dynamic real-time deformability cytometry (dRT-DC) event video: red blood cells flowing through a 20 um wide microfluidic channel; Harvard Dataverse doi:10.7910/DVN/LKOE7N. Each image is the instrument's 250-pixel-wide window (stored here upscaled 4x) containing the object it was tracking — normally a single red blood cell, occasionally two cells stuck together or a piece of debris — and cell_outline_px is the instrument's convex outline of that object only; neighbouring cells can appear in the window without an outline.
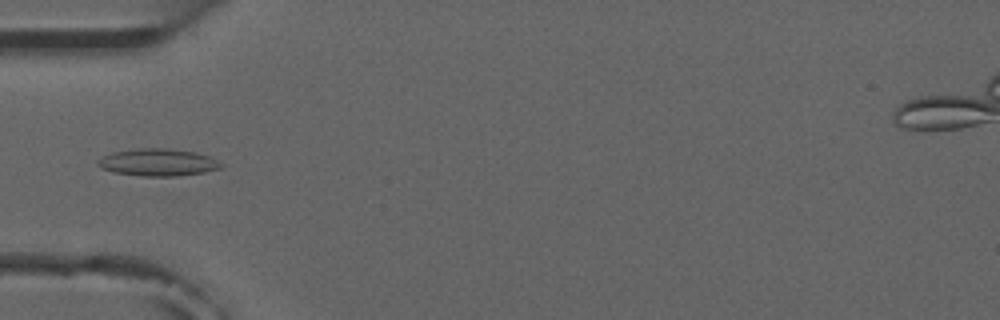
{"species": "common noctule bat (a hibernating species)", "species_latin": "Nyctalus noctula", "temperature_condition": "room temperature", "stored_images_in_passage": 4, "camera_frame_rate_fps": 3000, "um_per_image_px": 0.085, "animal": {"sex": "male", "forearm_length_mm": 52.5}, "frame": {"image": 1, "passage_image": 4, "time_ms": 4.333, "image_size_px": [1000, 320], "cell_outline_px": [[224, 164], [220, 168], [204, 172], [176, 176], [144, 176], [112, 172], [100, 168], [96, 164], [96, 160], [100, 156], [112, 152], [136, 148], [164, 148], [196, 152], [208, 156]], "centroid_in_image_um": [13.35, 13.79], "position_along_channel_um": 71.6, "area_um2": 19.71}}